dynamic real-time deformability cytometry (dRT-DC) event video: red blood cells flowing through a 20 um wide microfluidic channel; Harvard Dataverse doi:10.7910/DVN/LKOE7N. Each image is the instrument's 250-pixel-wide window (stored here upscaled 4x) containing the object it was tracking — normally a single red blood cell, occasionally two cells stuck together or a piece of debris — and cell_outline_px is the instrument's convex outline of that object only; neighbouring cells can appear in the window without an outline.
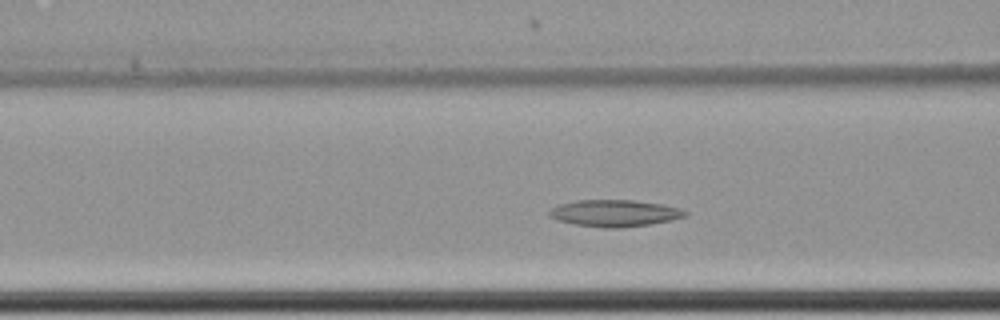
{"species": "common noctule bat (a hibernating species)", "species_latin": "Nyctalus noctula", "temperature_condition": "cold", "stored_images_in_passage": 56, "camera_frame_rate_fps": 3000, "um_per_image_px": 0.085, "animal": {"sex": "female", "body_mass_g": 22.7, "forearm_length_mm": 54.2}, "frame": {"image": 1, "passage_image": 19, "time_ms": 6.0, "image_size_px": [1000, 320], "cell_outline_px": [[688, 216], [672, 220], [652, 224], [620, 228], [604, 228], [576, 224], [560, 220], [548, 216], [548, 212], [552, 208], [560, 204], [576, 200], [632, 200], [660, 204], [680, 208], [688, 212]], "centroid_in_image_um": [52.28, 18.12], "position_along_channel_um": 114.3, "area_um2": 21.15}}
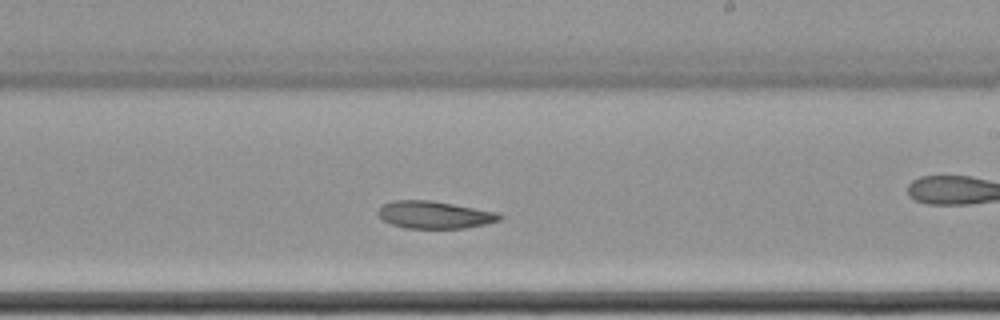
{"frame": {"image": 2, "passage_image": 31, "time_ms": 10.0, "image_size_px": [1000, 320], "cell_outline_px": [[504, 216], [500, 220], [484, 224], [464, 228], [404, 228], [392, 224], [384, 220], [376, 212], [384, 204], [392, 200], [432, 200], [500, 212]], "centroid_in_image_um": [36.97, 18.25], "position_along_channel_um": 252.0, "area_um2": 19.48}}
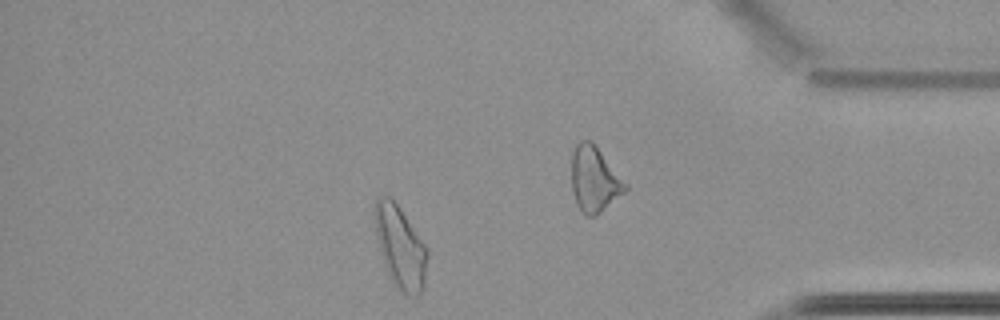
{"frame": {"image": 3, "passage_image": 47, "time_ms": 15.333, "image_size_px": [1000, 320], "cell_outline_px": [[428, 256], [424, 284], [420, 296], [408, 296], [392, 280], [384, 264], [376, 232], [372, 212], [376, 200], [380, 196], [388, 196], [396, 204], [428, 248]], "centroid_in_image_um": [34.03, 21.0], "position_along_channel_um": 401.2, "area_um2": 24.8}, "authors_computed_cell_mechanics": {"area_um2": 21.9929, "velocity_mm_per_s": 3.4526, "shape_relaxation_time_tau1_ms": 4.1655, "shape_relaxation_time_tau2_ms": 5.9096, "deformation_change_tau1": 0.0893, "deformation_change_tau2": 0.1043}}